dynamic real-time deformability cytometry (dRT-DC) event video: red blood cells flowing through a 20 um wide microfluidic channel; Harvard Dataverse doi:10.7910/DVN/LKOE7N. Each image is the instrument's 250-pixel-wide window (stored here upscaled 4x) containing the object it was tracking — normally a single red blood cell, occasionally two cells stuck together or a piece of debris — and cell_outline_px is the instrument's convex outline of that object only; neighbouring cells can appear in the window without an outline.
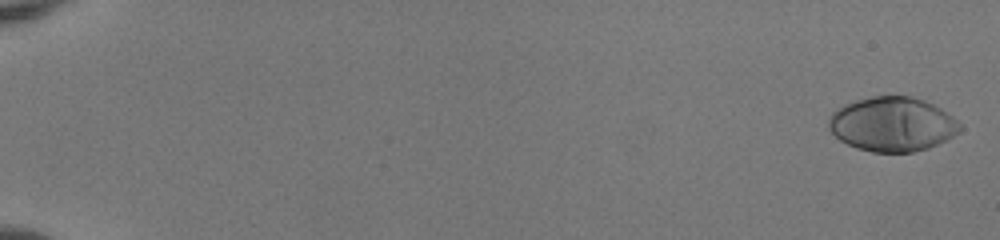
{"species": "human", "species_latin": "Homo sapiens", "temperature_condition": "room temperature", "stored_images_in_passage": 54, "camera_frame_rate_fps": 3000, "um_per_image_px": 0.085, "donor": {"sex": "female"}, "frame": {"image": 1, "passage_image": 2, "time_ms": 0.333, "image_size_px": [1000, 240], "cell_outline_px": [[964, 128], [960, 132], [928, 148], [912, 152], [872, 152], [856, 148], [840, 140], [828, 128], [828, 120], [832, 112], [844, 104], [856, 100], [872, 96], [908, 96], [924, 100], [940, 108], [952, 116]], "centroid_in_image_um": [75.83, 10.56], "position_along_channel_um": 9.2, "area_um2": 41.5}}
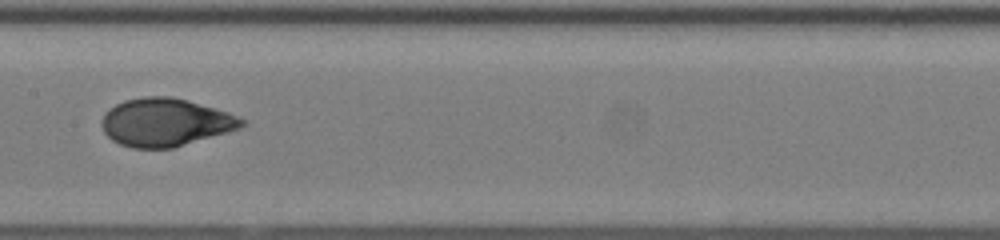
{"frame": {"image": 2, "passage_image": 31, "time_ms": 10.0, "image_size_px": [1000, 240], "cell_outline_px": [[248, 120], [240, 128], [228, 132], [172, 148], [132, 148], [120, 144], [112, 140], [104, 132], [100, 124], [104, 112], [108, 108], [124, 100], [144, 96], [172, 96], [188, 100], [228, 112]], "centroid_in_image_um": [14.04, 10.39], "position_along_channel_um": 193.4, "area_um2": 39.36}}
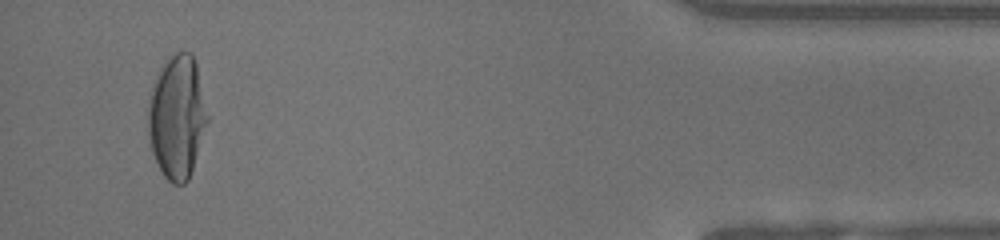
{"frame": {"image": 3, "passage_image": 52, "time_ms": 17.0, "image_size_px": [1000, 240], "cell_outline_px": [[208, 120], [188, 180], [184, 184], [172, 184], [164, 176], [152, 152], [148, 136], [148, 100], [152, 84], [156, 72], [164, 60], [168, 56], [176, 52], [192, 52], [196, 64], [208, 116]], "centroid_in_image_um": [15.01, 9.89], "position_along_channel_um": 420.2, "area_um2": 42.66}, "authors_computed_cell_mechanics": {"area_um2": 39.3329, "velocity_mm_per_s": 4.0305, "shape_relaxation_time_tau1_ms": 4.8415, "shape_relaxation_time_tau2_ms": null, "deformation_change_tau1": 0.2549, "deformation_change_tau2": null}}